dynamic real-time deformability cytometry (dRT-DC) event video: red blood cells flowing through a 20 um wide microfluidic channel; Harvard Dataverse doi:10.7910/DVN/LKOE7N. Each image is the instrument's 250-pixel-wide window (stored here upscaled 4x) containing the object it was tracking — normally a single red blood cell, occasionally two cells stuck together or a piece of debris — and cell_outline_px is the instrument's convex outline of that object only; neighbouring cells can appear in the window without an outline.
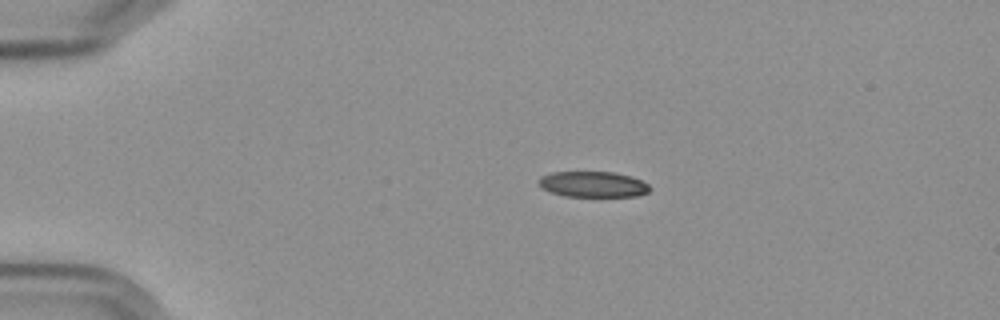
{"species": "Egyptian fruit bat (a non-hibernating species)", "species_latin": "Rousettus aegyptiacus", "temperature_condition": "cold", "stored_images_in_passage": 6, "camera_frame_rate_fps": 3000, "um_per_image_px": 0.085, "frame": {"image": 1, "passage_image": 4, "time_ms": 3.667, "image_size_px": [1000, 320], "cell_outline_px": [[652, 188], [648, 192], [640, 196], [564, 196], [552, 192], [536, 184], [540, 176], [552, 172], [612, 172], [628, 176], [640, 180], [648, 184]], "centroid_in_image_um": [50.39, 15.67], "position_along_channel_um": 34.6, "area_um2": 16.59}}
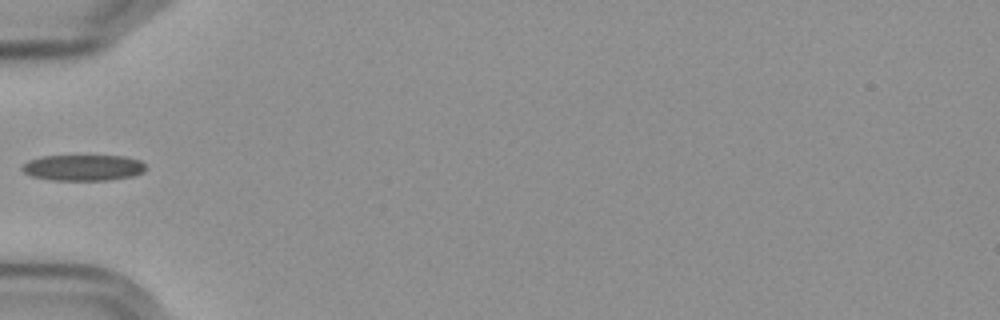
{"frame": {"image": 2, "passage_image": 6, "time_ms": 6.333, "image_size_px": [1000, 320], "cell_outline_px": [[144, 172], [132, 176], [108, 180], [52, 180], [32, 176], [24, 172], [20, 168], [28, 160], [44, 156], [124, 156], [140, 160], [144, 164]], "centroid_in_image_um": [7.06, 14.25], "position_along_channel_um": 77.9, "area_um2": 18.61}}